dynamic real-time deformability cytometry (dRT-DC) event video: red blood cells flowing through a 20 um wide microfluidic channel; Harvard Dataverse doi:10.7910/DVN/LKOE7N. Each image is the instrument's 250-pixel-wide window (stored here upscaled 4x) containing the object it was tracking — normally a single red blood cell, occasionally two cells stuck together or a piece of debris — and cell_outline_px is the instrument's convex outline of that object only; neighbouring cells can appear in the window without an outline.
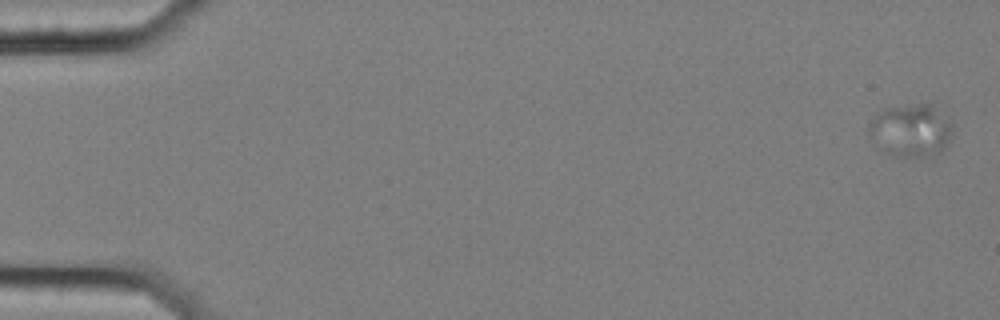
{"species": "common noctule bat (a hibernating species)", "species_latin": "Nyctalus noctula", "temperature_condition": "cold", "stored_images_in_passage": 4, "camera_frame_rate_fps": 3000, "um_per_image_px": 0.085, "animal": {"sex": "female", "body_mass_g": 25.1}, "frame": {"image": 1, "passage_image": 1, "time_ms": 0.0, "image_size_px": [1000, 320], "cell_outline_px": [[952, 132], [944, 148], [940, 152], [928, 156], [896, 156], [888, 152], [868, 136], [868, 124], [884, 108], [920, 104], [928, 104], [952, 124]], "centroid_in_image_um": [77.4, 11.09], "position_along_channel_um": 7.6, "area_um2": 24.8}}